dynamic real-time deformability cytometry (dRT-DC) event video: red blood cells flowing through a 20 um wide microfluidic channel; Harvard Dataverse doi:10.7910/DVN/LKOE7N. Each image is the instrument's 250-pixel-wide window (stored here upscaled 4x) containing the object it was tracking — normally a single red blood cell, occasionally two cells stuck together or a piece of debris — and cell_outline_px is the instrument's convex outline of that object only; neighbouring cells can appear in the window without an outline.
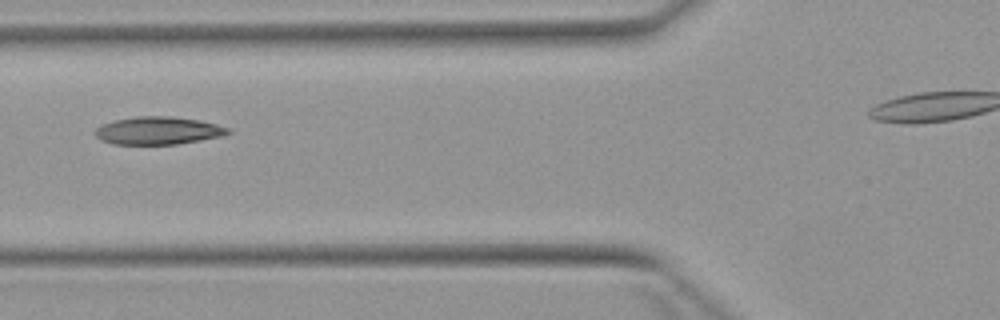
{"species": "Egyptian fruit bat (a non-hibernating species)", "species_latin": "Rousettus aegyptiacus", "temperature_condition": "warm", "stored_images_in_passage": 3, "camera_frame_rate_fps": 3000, "um_per_image_px": 0.085, "animal": {"sex": "female"}, "frame": {"image": 1, "passage_image": 2, "time_ms": 1.0, "image_size_px": [1000, 320], "cell_outline_px": [[232, 132], [220, 136], [200, 140], [176, 144], [112, 144], [100, 140], [92, 132], [96, 128], [104, 124], [116, 120], [136, 116], [172, 116], [200, 120], [216, 124], [228, 128]], "centroid_in_image_um": [13.41, 11.1], "position_along_channel_um": 112.4, "area_um2": 21.44}}